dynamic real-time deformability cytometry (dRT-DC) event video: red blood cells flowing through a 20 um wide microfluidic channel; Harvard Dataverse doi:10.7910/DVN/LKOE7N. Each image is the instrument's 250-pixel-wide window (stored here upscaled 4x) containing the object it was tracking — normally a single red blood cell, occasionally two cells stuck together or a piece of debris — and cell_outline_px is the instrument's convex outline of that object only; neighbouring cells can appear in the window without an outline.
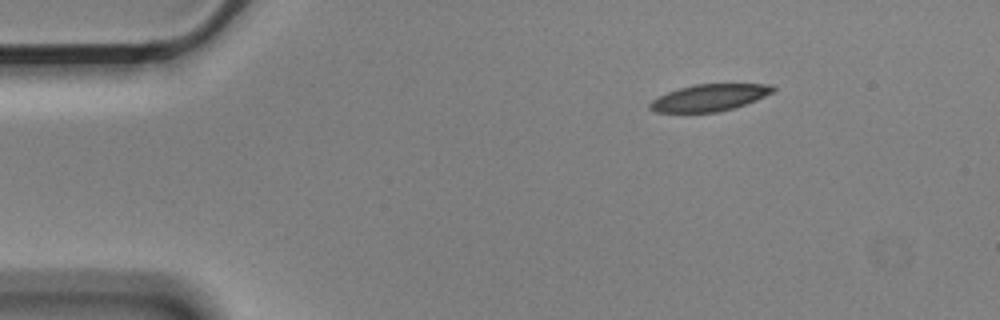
{"species": "Egyptian fruit bat (a non-hibernating species)", "species_latin": "Rousettus aegyptiacus", "temperature_condition": "cold", "stored_images_in_passage": 4, "segment_of_instrument_passage": [2, 2], "camera_frame_rate_fps": 3000, "um_per_image_px": 0.085, "animal": {"sex": "male"}, "frame": {"image": 1, "passage_image": 4, "time_ms": 1.0, "image_size_px": [1000, 320], "cell_outline_px": [[776, 92], [756, 100], [720, 112], [656, 112], [648, 108], [648, 104], [652, 100], [668, 92], [680, 88], [696, 84], [772, 84], [776, 88]], "centroid_in_image_um": [60.34, 8.3], "position_along_channel_um": 24.7, "area_um2": 19.19}}